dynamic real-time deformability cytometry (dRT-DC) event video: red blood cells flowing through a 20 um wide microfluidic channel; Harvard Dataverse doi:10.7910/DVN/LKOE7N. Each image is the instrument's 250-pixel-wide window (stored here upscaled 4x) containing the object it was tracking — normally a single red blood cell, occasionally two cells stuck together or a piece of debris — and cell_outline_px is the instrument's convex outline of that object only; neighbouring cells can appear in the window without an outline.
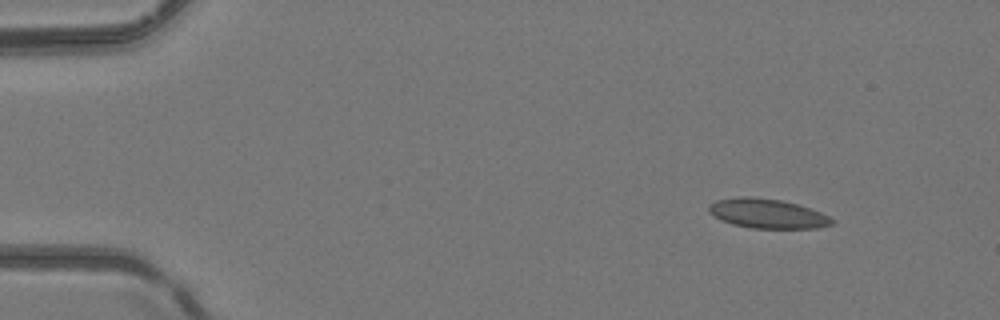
{"species": "common noctule bat (a hibernating species)", "species_latin": "Nyctalus noctula", "temperature_condition": "room temperature", "stored_images_in_passage": 46, "camera_frame_rate_fps": 3000, "um_per_image_px": 0.085, "animal": {"sex": "female", "body_mass_g": 24.6, "forearm_length_mm": 56.2}, "frame": {"image": 1, "passage_image": 1, "time_ms": 0.0, "image_size_px": [1000, 320], "cell_outline_px": [[836, 220], [832, 224], [816, 228], [752, 228], [736, 224], [724, 220], [708, 212], [708, 208], [716, 200], [780, 200], [796, 204], [820, 212]], "centroid_in_image_um": [65.35, 18.21], "position_along_channel_um": 19.7, "area_um2": 19.65}}
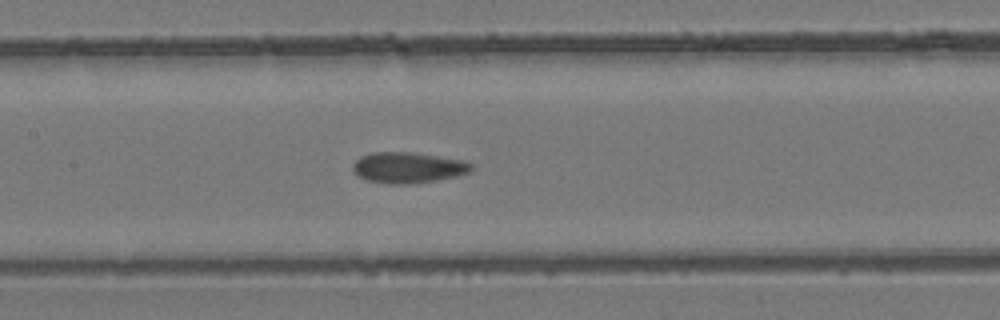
{"frame": {"image": 2, "passage_image": 20, "time_ms": 6.333, "image_size_px": [1000, 320], "cell_outline_px": [[472, 168], [468, 172], [436, 180], [408, 184], [388, 184], [368, 180], [360, 176], [352, 168], [352, 164], [360, 156], [372, 152], [408, 152], [436, 156], [460, 160], [472, 164]], "centroid_in_image_um": [34.62, 14.24], "position_along_channel_um": 172.8, "area_um2": 20.81}}
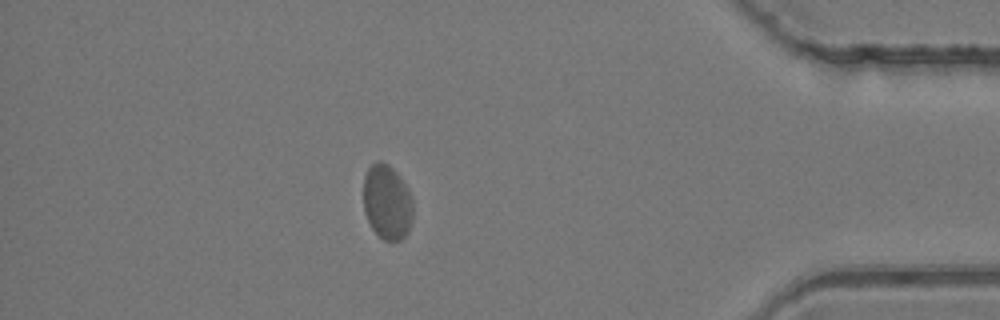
{"frame": {"image": 3, "passage_image": 40, "time_ms": 13.0, "image_size_px": [1000, 320], "cell_outline_px": [[412, 220], [408, 232], [400, 240], [384, 240], [372, 228], [364, 212], [364, 176], [368, 168], [376, 160], [380, 160], [388, 164], [396, 172], [404, 184], [412, 200]], "centroid_in_image_um": [32.89, 17.17], "position_along_channel_um": 402.3, "area_um2": 21.39}}